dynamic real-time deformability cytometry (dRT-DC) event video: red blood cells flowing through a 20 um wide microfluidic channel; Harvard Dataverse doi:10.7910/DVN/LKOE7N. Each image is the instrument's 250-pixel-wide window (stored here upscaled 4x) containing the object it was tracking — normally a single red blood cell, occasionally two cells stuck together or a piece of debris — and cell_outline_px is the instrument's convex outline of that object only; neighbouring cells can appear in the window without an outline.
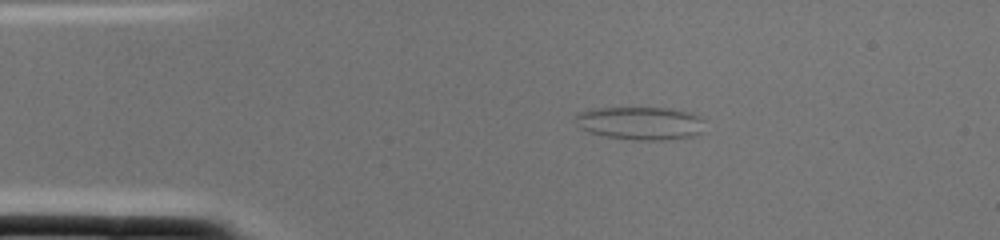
{"species": "common noctule bat (a hibernating species)", "species_latin": "Nyctalus noctula", "temperature_condition": "cold", "stored_images_in_passage": 2, "camera_frame_rate_fps": 3000, "um_per_image_px": 0.085, "animal": {"sex": "female", "body_mass_g": 22.0, "forearm_length_mm": 56.7}, "frame": {"image": 1, "passage_image": 1, "time_ms": 0.0, "image_size_px": [1000, 240], "cell_outline_px": [[704, 120], [700, 132], [696, 136], [664, 140], [632, 140], [604, 136], [588, 132], [580, 128], [572, 116], [576, 112], [596, 108], [668, 108], [688, 112], [700, 116]], "centroid_in_image_um": [54.38, 10.47], "position_along_channel_um": 30.6, "area_um2": 25.2}}